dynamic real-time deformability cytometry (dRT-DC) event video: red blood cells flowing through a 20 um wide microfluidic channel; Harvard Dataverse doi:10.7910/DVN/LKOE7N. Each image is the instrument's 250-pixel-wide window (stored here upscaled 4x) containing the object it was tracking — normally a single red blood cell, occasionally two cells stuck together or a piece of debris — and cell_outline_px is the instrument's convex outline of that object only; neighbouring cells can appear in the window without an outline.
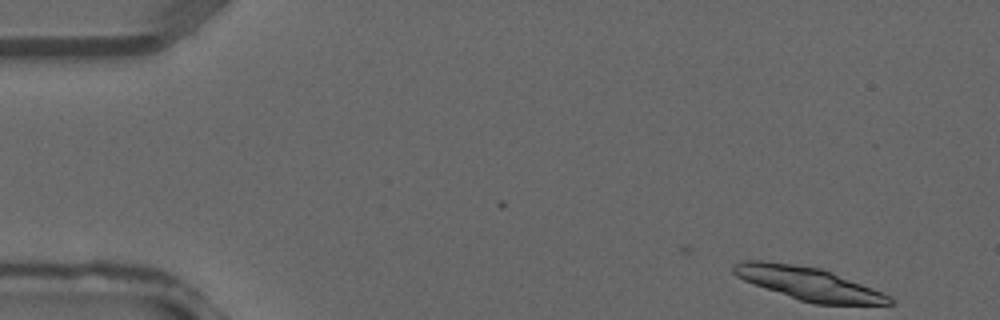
{"species": "common noctule bat (a hibernating species)", "species_latin": "Nyctalus noctula", "temperature_condition": "warm", "stored_images_in_passage": 2, "camera_frame_rate_fps": 3000, "um_per_image_px": 0.085, "animal": {"sex": "male", "forearm_length_mm": 52.5}, "frame": {"image": 1, "passage_image": 2, "time_ms": 0.333, "image_size_px": [1000, 320], "cell_outline_px": [[896, 304], [816, 304], [800, 300], [744, 280], [736, 276], [732, 272], [732, 264], [744, 260], [764, 260], [820, 268], [832, 272], [884, 292], [896, 300]], "centroid_in_image_um": [68.76, 24.1], "position_along_channel_um": 16.2, "area_um2": 29.82}}